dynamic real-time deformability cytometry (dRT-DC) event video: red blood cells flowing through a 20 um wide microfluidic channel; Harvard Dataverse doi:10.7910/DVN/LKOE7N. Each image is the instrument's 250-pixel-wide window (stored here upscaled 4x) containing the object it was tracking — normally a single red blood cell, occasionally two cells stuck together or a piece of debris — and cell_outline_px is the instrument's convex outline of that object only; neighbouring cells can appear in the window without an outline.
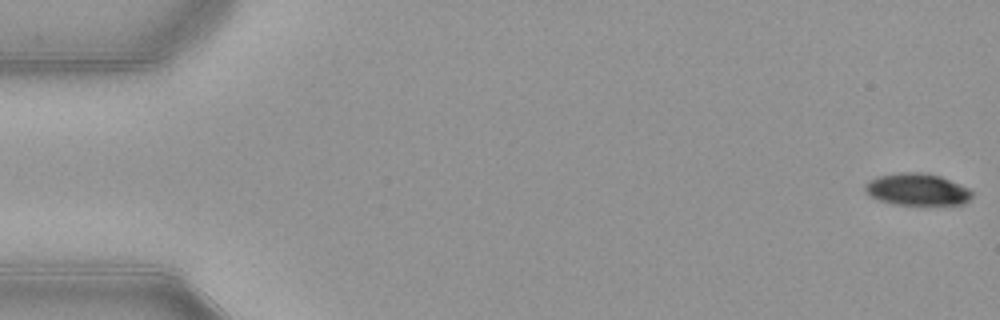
{"species": "common noctule bat (a hibernating species)", "species_latin": "Nyctalus noctula", "temperature_condition": "warm", "stored_images_in_passage": 53, "camera_frame_rate_fps": 3000, "um_per_image_px": 0.085, "animal": {"sex": "female", "body_mass_g": 21.9}, "frame": {"image": 1, "passage_image": 1, "time_ms": 0.0, "image_size_px": [1000, 320], "cell_outline_px": [[972, 196], [964, 204], [924, 208], [896, 204], [880, 200], [864, 192], [864, 184], [868, 180], [880, 176], [900, 172], [924, 172], [940, 176], [968, 188], [972, 192]], "centroid_in_image_um": [77.98, 16.15], "position_along_channel_um": 7.0, "area_um2": 20.69}}
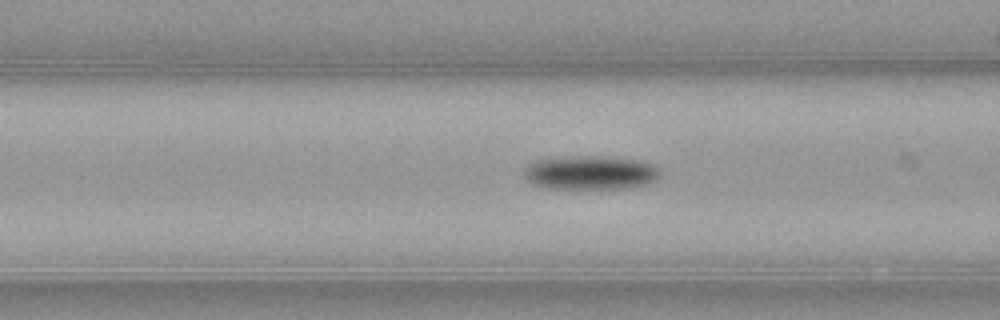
{"frame": {"image": 2, "passage_image": 21, "time_ms": 6.667, "image_size_px": [1000, 320], "cell_outline_px": [[660, 176], [656, 180], [648, 184], [628, 188], [548, 188], [532, 184], [524, 176], [524, 168], [528, 164], [536, 160], [568, 156], [604, 156], [636, 160], [656, 164], [660, 168]], "centroid_in_image_um": [50.22, 14.67], "position_along_channel_um": 116.4, "area_um2": 27.11}}
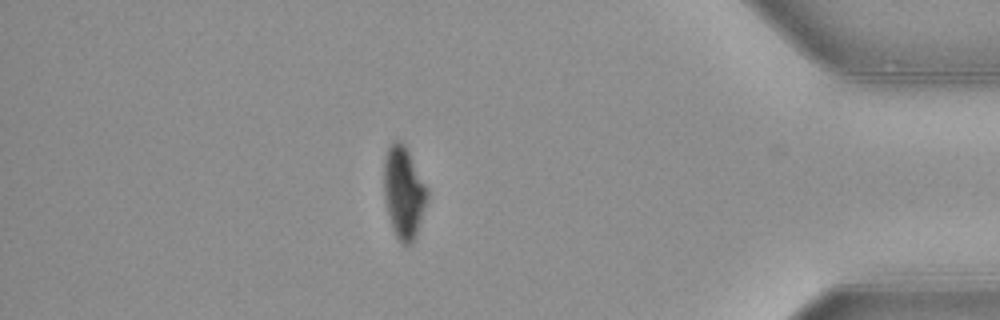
{"frame": {"image": 3, "passage_image": 46, "time_ms": 15.0, "image_size_px": [1000, 320], "cell_outline_px": [[428, 196], [416, 236], [412, 244], [400, 244], [392, 228], [388, 216], [384, 196], [384, 160], [388, 148], [392, 140], [400, 140], [408, 148], [428, 188]], "centroid_in_image_um": [34.32, 16.33], "position_along_channel_um": 400.9, "area_um2": 23.52}, "authors_computed_cell_mechanics": {"area_um2": 24.0448, "velocity_mm_per_s": 3.913, "shape_relaxation_time_tau1_ms": 3.4675, "shape_relaxation_time_tau2_ms": null, "deformation_change_tau1": 0.133, "deformation_change_tau2": null}}